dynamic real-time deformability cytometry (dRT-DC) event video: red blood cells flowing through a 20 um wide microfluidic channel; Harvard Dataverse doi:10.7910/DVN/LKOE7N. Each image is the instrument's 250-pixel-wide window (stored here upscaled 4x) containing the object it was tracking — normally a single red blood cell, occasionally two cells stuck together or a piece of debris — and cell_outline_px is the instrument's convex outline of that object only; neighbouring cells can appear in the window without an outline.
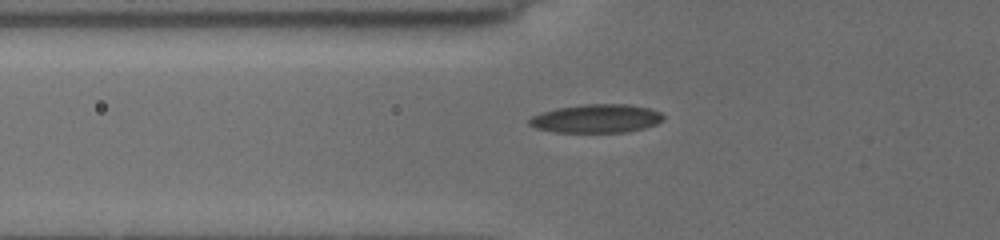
{"species": "common noctule bat (a hibernating species)", "species_latin": "Nyctalus noctula", "temperature_condition": "cold", "stored_images_in_passage": 6, "camera_frame_rate_fps": 3000, "um_per_image_px": 0.085, "animal": {"sex": "female", "body_mass_g": 19.5, "forearm_length_mm": 54.1}, "frame": {"image": 1, "passage_image": 4, "time_ms": 1.333, "image_size_px": [1000, 240], "cell_outline_px": [[664, 120], [656, 124], [644, 128], [624, 132], [556, 132], [536, 128], [528, 124], [528, 120], [532, 116], [540, 112], [556, 108], [584, 104], [628, 104], [648, 108], [660, 112], [664, 116]], "centroid_in_image_um": [50.68, 10.07], "position_along_channel_um": 75.1, "area_um2": 22.31}}